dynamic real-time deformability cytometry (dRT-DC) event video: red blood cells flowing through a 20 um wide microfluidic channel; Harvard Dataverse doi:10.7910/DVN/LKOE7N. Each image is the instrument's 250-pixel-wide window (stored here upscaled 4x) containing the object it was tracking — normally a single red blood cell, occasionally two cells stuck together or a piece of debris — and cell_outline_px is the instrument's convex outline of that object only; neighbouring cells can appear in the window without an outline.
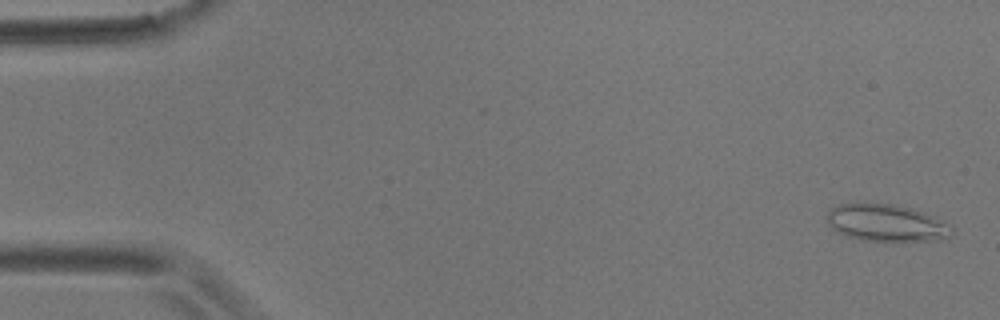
{"species": "common noctule bat (a hibernating species)", "species_latin": "Nyctalus noctula", "temperature_condition": "room temperature", "stored_images_in_passage": 56, "camera_frame_rate_fps": 3000, "um_per_image_px": 0.085, "animal": {"sex": "male", "body_mass_g": 17.9}, "frame": {"image": 1, "passage_image": 2, "time_ms": 0.333, "image_size_px": [1000, 320], "cell_outline_px": [[952, 236], [940, 240], [860, 240], [848, 236], [832, 228], [828, 220], [828, 212], [832, 208], [840, 204], [892, 204], [912, 208], [924, 212], [948, 224], [952, 228]], "centroid_in_image_um": [75.38, 18.95], "position_along_channel_um": 9.6, "area_um2": 26.36}}
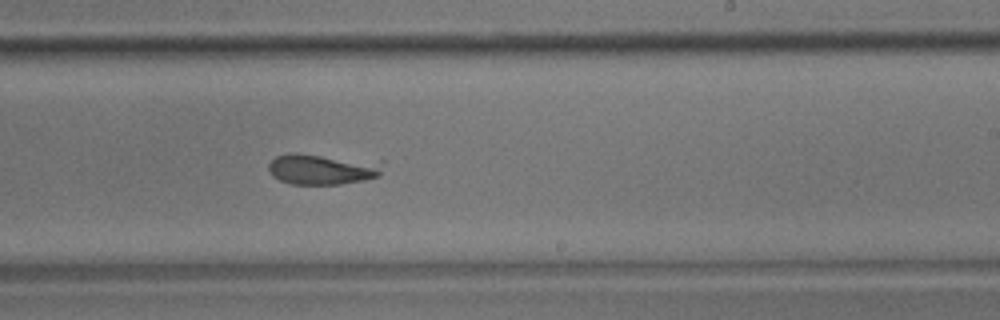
{"frame": {"image": 2, "passage_image": 34, "time_ms": 11.0, "image_size_px": [1000, 320], "cell_outline_px": [[384, 160], [380, 176], [364, 180], [340, 184], [292, 184], [280, 180], [272, 176], [268, 168], [268, 164], [276, 156], [292, 152], [296, 152]], "centroid_in_image_um": [27.46, 14.34], "position_along_channel_um": 261.5, "area_um2": 21.21}}
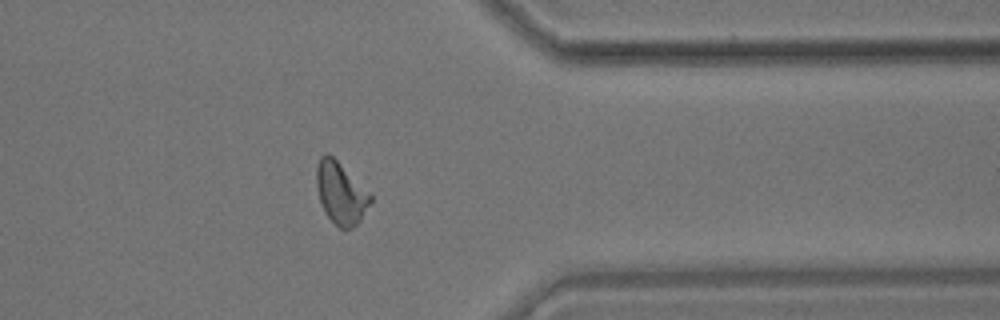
{"frame": {"image": 3, "passage_image": 45, "time_ms": 14.667, "image_size_px": [1000, 320], "cell_outline_px": [[372, 200], [360, 220], [352, 228], [340, 228], [328, 216], [320, 200], [316, 184], [316, 168], [320, 156], [324, 152], [328, 152], [372, 196]], "centroid_in_image_um": [28.94, 16.39], "position_along_channel_um": 382.5, "area_um2": 18.9}}